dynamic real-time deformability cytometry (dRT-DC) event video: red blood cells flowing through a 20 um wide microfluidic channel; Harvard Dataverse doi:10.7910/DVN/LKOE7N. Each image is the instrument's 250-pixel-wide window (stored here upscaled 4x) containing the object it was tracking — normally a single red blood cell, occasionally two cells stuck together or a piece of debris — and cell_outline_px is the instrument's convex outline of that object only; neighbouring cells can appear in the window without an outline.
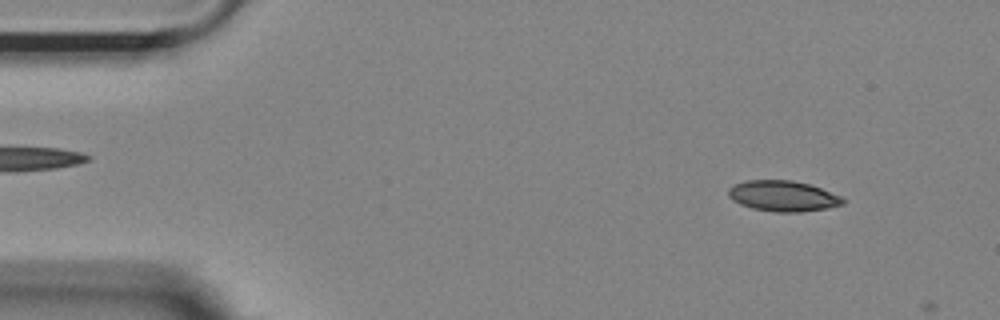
{"species": "Egyptian fruit bat (a non-hibernating species)", "species_latin": "Rousettus aegyptiacus", "temperature_condition": "room temperature", "stored_images_in_passage": 2, "camera_frame_rate_fps": 3000, "um_per_image_px": 0.085, "animal": {"sex": "female"}, "frame": {"image": 1, "passage_image": 1, "time_ms": 0.0, "image_size_px": [1000, 320], "cell_outline_px": [[844, 204], [828, 208], [800, 212], [776, 212], [752, 208], [740, 204], [732, 200], [728, 196], [728, 188], [736, 184], [748, 180], [792, 180], [808, 184], [820, 188], [840, 196], [844, 200]], "centroid_in_image_um": [66.53, 16.66], "position_along_channel_um": 18.5, "area_um2": 20.35}}